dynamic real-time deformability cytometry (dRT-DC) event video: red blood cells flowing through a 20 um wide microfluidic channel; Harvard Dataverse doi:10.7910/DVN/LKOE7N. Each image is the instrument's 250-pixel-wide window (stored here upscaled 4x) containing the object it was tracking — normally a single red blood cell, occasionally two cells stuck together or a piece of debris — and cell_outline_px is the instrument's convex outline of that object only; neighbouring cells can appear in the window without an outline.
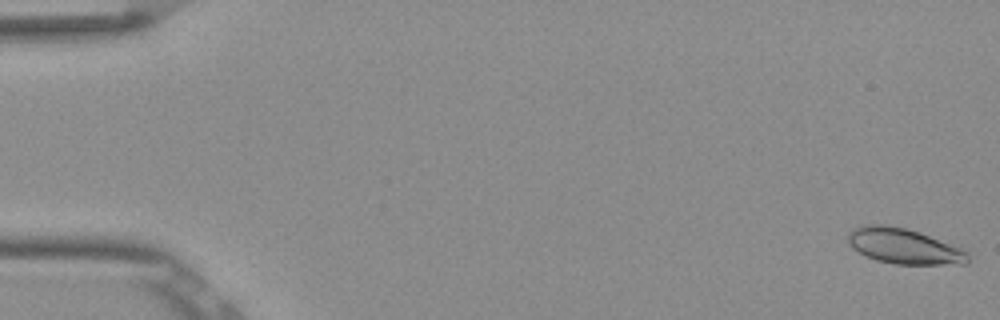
{"species": "Egyptian fruit bat (a non-hibernating species)", "species_latin": "Rousettus aegyptiacus", "temperature_condition": "room temperature", "stored_images_in_passage": 13, "camera_frame_rate_fps": 3000, "um_per_image_px": 0.085, "frame": {"image": 1, "passage_image": 1, "time_ms": 0.0, "image_size_px": [1000, 320], "cell_outline_px": [[968, 264], [896, 264], [876, 260], [864, 256], [852, 248], [848, 244], [848, 232], [856, 228], [868, 224], [880, 224], [904, 228], [920, 232], [960, 248], [968, 252]], "centroid_in_image_um": [76.8, 20.93], "position_along_channel_um": 8.2, "area_um2": 24.62}}